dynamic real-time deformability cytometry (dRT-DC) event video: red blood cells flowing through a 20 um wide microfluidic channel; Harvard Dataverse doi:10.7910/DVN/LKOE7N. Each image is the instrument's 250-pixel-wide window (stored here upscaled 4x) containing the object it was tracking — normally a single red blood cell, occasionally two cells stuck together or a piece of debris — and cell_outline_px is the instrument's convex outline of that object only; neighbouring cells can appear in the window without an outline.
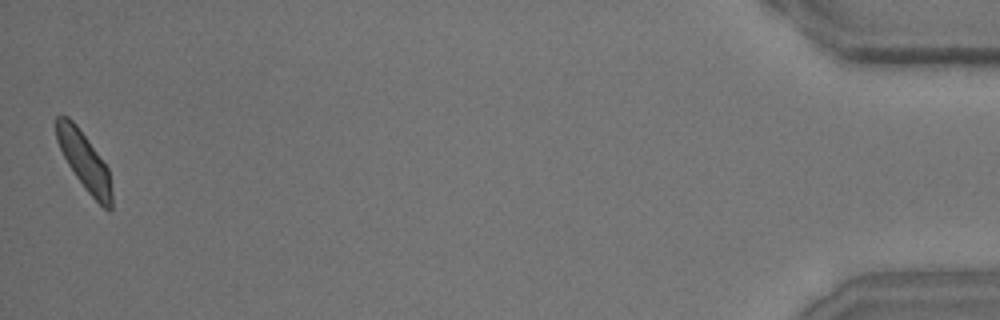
{"species": "common noctule bat (a hibernating species)", "species_latin": "Nyctalus noctula", "temperature_condition": "room temperature", "stored_images_in_passage": 53, "camera_frame_rate_fps": 3000, "um_per_image_px": 0.085, "animal": {"sex": "male", "body_mass_g": 15.6}, "frame": {"image": 1, "passage_image": 53, "time_ms": 17.333, "image_size_px": [1000, 320], "cell_outline_px": [[112, 208], [108, 212], [88, 192], [76, 176], [68, 164], [56, 140], [56, 116], [68, 116], [76, 124], [108, 168], [112, 192]], "centroid_in_image_um": [7.17, 13.7], "position_along_channel_um": 428.0, "area_um2": 18.26}, "authors_computed_cell_mechanics": {"area_um2": 19.5364, "velocity_mm_per_s": 3.6457, "shape_relaxation_time_tau1_ms": 5.9734, "shape_relaxation_time_tau2_ms": 0.6856, "deformation_change_tau1": 0.1484, "deformation_change_tau2": 0.0618}}